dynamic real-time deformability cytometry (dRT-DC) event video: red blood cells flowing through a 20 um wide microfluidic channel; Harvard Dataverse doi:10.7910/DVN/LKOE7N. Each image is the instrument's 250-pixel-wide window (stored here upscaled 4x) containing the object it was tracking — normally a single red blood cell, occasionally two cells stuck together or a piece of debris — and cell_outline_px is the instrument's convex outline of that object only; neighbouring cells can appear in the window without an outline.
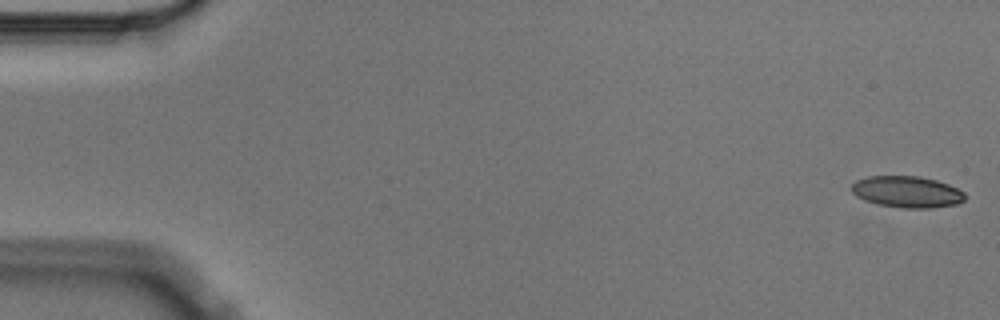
{"species": "Egyptian fruit bat (a non-hibernating species)", "species_latin": "Rousettus aegyptiacus", "temperature_condition": "cold", "stored_images_in_passage": 5, "camera_frame_rate_fps": 3000, "um_per_image_px": 0.085, "animal": {"sex": "male"}, "frame": {"image": 1, "passage_image": 1, "time_ms": 0.0, "image_size_px": [1000, 320], "cell_outline_px": [[964, 200], [956, 204], [932, 208], [904, 208], [876, 204], [864, 200], [856, 196], [852, 192], [852, 184], [856, 180], [868, 176], [920, 176], [936, 180], [948, 184], [964, 192]], "centroid_in_image_um": [77.07, 16.3], "position_along_channel_um": 7.9, "area_um2": 20.81}}
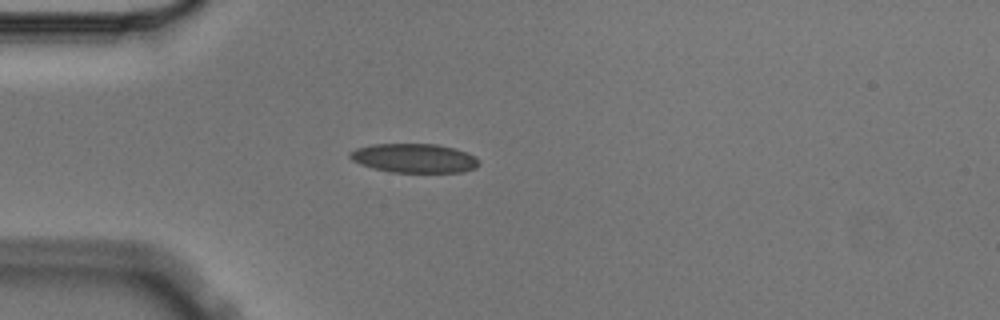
{"frame": {"image": 2, "passage_image": 5, "time_ms": 1.333, "image_size_px": [1000, 320], "cell_outline_px": [[480, 164], [476, 168], [464, 172], [392, 172], [372, 168], [360, 164], [352, 160], [348, 156], [348, 152], [356, 148], [372, 144], [436, 144], [468, 152], [476, 156], [480, 160]], "centroid_in_image_um": [35.22, 13.44], "position_along_channel_um": 49.8, "area_um2": 22.08}}